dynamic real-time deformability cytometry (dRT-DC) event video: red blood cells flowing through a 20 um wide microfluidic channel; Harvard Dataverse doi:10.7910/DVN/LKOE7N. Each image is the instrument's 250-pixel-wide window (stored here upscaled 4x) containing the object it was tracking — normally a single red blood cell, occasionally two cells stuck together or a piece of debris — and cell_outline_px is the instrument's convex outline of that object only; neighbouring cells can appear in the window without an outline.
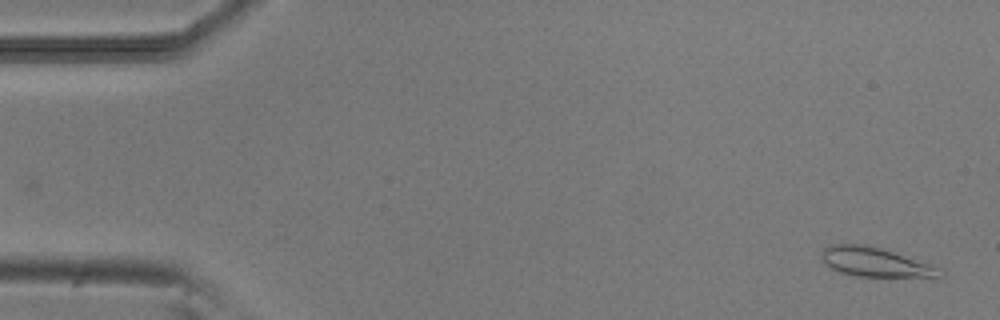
{"species": "common noctule bat (a hibernating species)", "species_latin": "Nyctalus noctula", "temperature_condition": "room temperature", "stored_images_in_passage": 43, "camera_frame_rate_fps": 3000, "um_per_image_px": 0.085, "animal": {"sex": "male", "body_mass_g": 20.5, "forearm_length_mm": 52.5}, "frame": {"image": 1, "passage_image": 1, "time_ms": 0.0, "image_size_px": [1000, 320], "cell_outline_px": [[940, 280], [856, 276], [840, 272], [832, 268], [820, 256], [820, 252], [824, 248], [832, 244], [868, 244], [940, 268]], "centroid_in_image_um": [74.47, 22.33], "position_along_channel_um": 10.5, "area_um2": 20.63}}
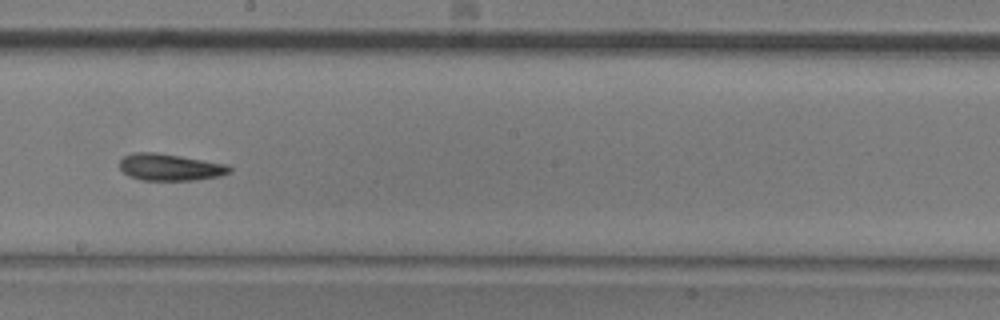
{"frame": {"image": 2, "passage_image": 28, "time_ms": 9.0, "image_size_px": [1000, 320], "cell_outline_px": [[232, 172], [220, 176], [196, 180], [140, 180], [128, 176], [120, 168], [120, 160], [124, 156], [132, 152], [156, 152], [228, 164], [232, 168]], "centroid_in_image_um": [14.46, 14.21], "position_along_channel_um": 233.7, "area_um2": 17.34}}
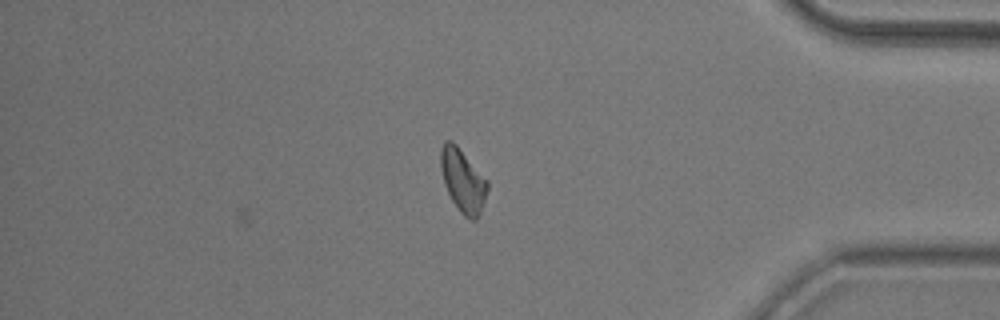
{"frame": {"image": 3, "passage_image": 43, "time_ms": 14.0, "image_size_px": [1000, 320], "cell_outline_px": [[488, 188], [480, 212], [476, 220], [468, 220], [460, 212], [452, 200], [444, 184], [440, 168], [440, 148], [444, 140], [452, 140], [456, 144], [488, 180]], "centroid_in_image_um": [39.32, 15.32], "position_along_channel_um": 395.9, "area_um2": 17.28}, "authors_computed_cell_mechanics": {"area_um2": 17.34, "velocity_mm_per_s": 3.8662, "shape_relaxation_time_tau1_ms": 10.934, "shape_relaxation_time_tau2_ms": 5.672, "deformation_change_tau1": 0.2399, "deformation_change_tau2": 0.1278}}